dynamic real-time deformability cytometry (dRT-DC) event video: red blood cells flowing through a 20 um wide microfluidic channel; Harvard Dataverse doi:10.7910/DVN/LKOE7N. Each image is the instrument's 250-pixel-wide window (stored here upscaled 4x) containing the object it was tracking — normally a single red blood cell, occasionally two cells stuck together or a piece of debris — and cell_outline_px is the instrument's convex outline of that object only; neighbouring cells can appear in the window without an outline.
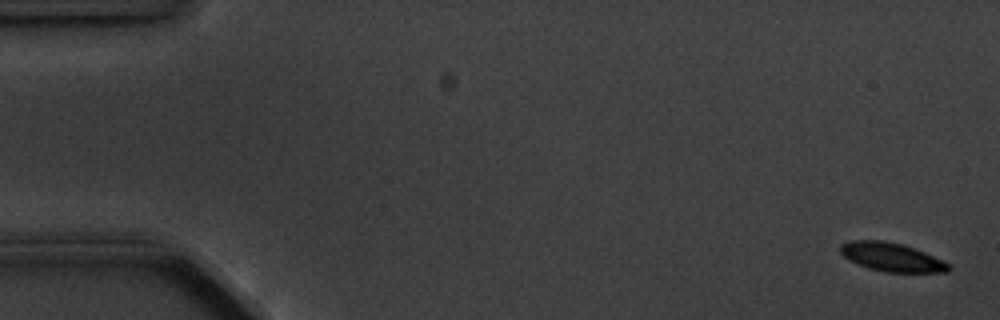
{"species": "common noctule bat (a hibernating species)", "species_latin": "Nyctalus noctula", "temperature_condition": "cold", "stored_images_in_passage": 11, "camera_frame_rate_fps": 3000, "um_per_image_px": 0.085, "animal": {"sex": "male", "body_mass_g": 20.1, "forearm_length_mm": 53.5}, "frame": {"image": 1, "passage_image": 1, "time_ms": 0.0, "image_size_px": [1000, 320], "cell_outline_px": [[952, 268], [948, 272], [884, 272], [868, 268], [848, 260], [840, 252], [840, 244], [852, 240], [884, 240], [900, 244], [924, 252], [948, 264]], "centroid_in_image_um": [75.74, 21.86], "position_along_channel_um": 9.3, "area_um2": 17.86}}
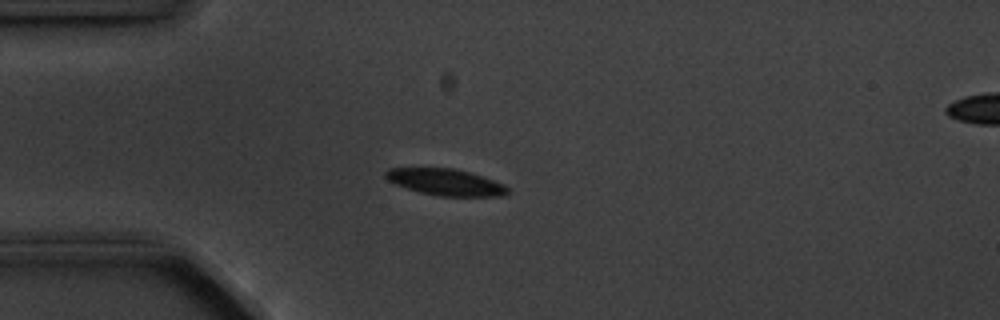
{"frame": {"image": 2, "passage_image": 4, "time_ms": 4.333, "image_size_px": [1000, 320], "cell_outline_px": [[508, 192], [504, 196], [440, 196], [420, 192], [396, 184], [388, 180], [384, 176], [384, 172], [388, 168], [452, 168], [468, 172], [504, 184], [508, 188]], "centroid_in_image_um": [37.85, 15.48], "position_along_channel_um": 47.1, "area_um2": 18.61}}
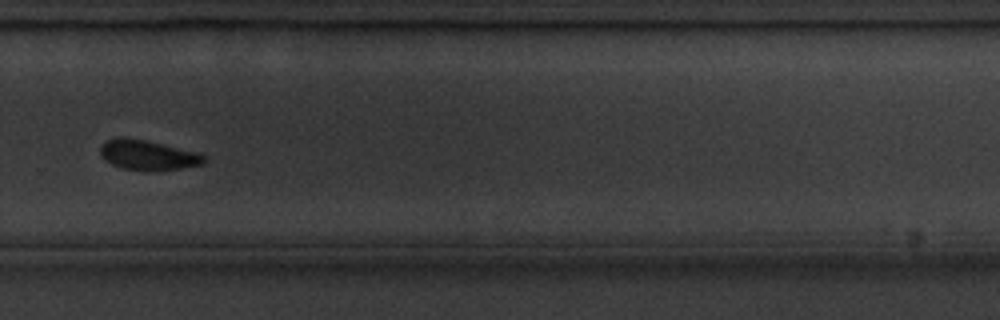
{"frame": {"image": 3, "passage_image": 11, "time_ms": 12.333, "image_size_px": [1000, 320], "cell_outline_px": [[204, 164], [180, 168], [144, 172], [124, 168], [112, 164], [104, 160], [100, 152], [100, 144], [108, 140], [144, 140], [200, 152], [204, 156]], "centroid_in_image_um": [12.61, 13.22], "position_along_channel_um": 317.2, "area_um2": 17.69}}